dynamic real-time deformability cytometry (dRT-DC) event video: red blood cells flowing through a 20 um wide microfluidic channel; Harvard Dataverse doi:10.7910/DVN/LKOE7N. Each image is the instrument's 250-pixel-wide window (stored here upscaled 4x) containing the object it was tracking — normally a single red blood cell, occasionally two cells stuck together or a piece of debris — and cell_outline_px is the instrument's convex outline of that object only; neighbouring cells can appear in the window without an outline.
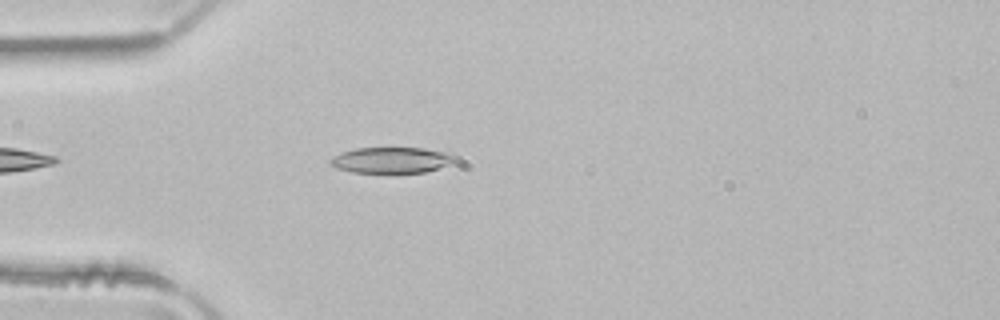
{"species": "common noctule bat (a hibernating species)", "species_latin": "Nyctalus noctula", "temperature_condition": "room temperature", "stored_images_in_passage": 13, "camera_frame_rate_fps": 3000, "um_per_image_px": 0.085, "animal": {"sex": "male", "body_mass_g": 21.5, "forearm_length_mm": 52.0}, "frame": {"image": 1, "passage_image": 1, "time_ms": 0.0, "image_size_px": [1000, 320], "cell_outline_px": [[456, 156], [448, 164], [424, 172], [352, 172], [336, 168], [328, 164], [328, 160], [332, 156], [340, 152], [356, 148], [424, 148], [452, 152]], "centroid_in_image_um": [33.2, 13.59], "position_along_channel_um": 51.8, "area_um2": 18.79}}
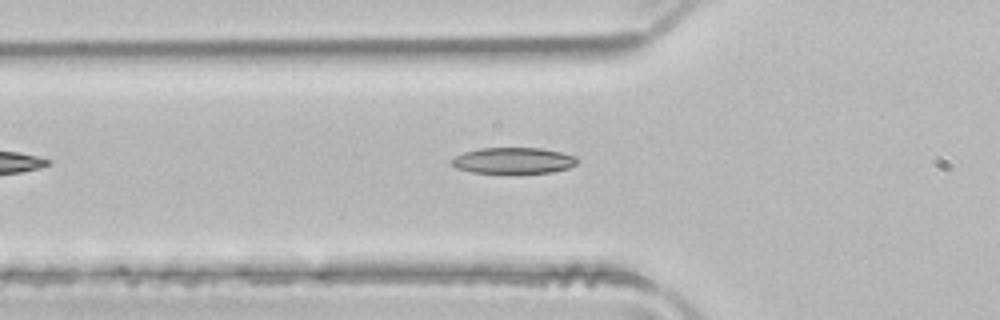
{"frame": {"image": 2, "passage_image": 4, "time_ms": 1.0, "image_size_px": [1000, 320], "cell_outline_px": [[576, 164], [568, 168], [552, 172], [472, 172], [456, 168], [452, 164], [452, 160], [456, 156], [464, 152], [480, 148], [540, 148], [560, 152], [576, 156]], "centroid_in_image_um": [43.64, 13.63], "position_along_channel_um": 82.2, "area_um2": 18.67}}
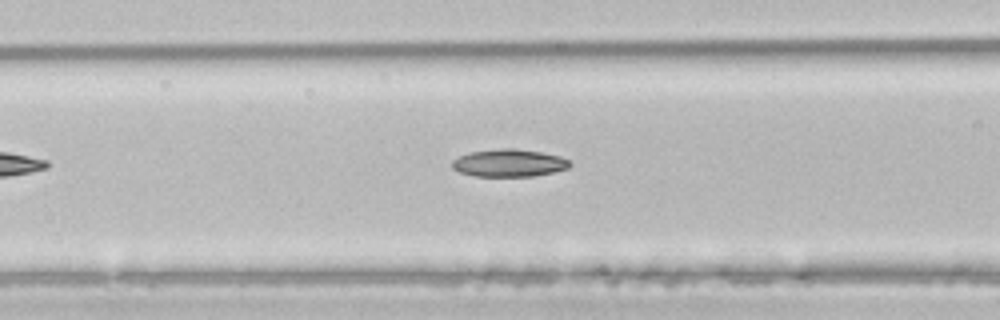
{"frame": {"image": 3, "passage_image": 7, "time_ms": 2.0, "image_size_px": [1000, 320], "cell_outline_px": [[572, 164], [568, 168], [552, 172], [532, 176], [476, 176], [460, 172], [452, 168], [452, 160], [468, 152], [500, 148], [516, 148], [540, 152], [560, 156], [568, 160]], "centroid_in_image_um": [43.25, 13.84], "position_along_channel_um": 123.3, "area_um2": 18.84}}